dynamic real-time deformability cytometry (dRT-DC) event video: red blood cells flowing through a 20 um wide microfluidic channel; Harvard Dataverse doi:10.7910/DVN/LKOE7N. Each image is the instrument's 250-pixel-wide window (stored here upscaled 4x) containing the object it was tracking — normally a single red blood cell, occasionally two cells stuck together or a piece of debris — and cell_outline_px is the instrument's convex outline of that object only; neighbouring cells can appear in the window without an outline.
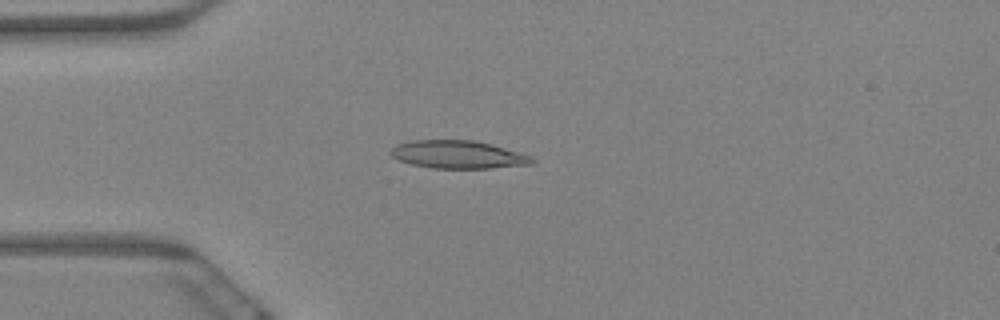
{"species": "Egyptian fruit bat (a non-hibernating species)", "species_latin": "Rousettus aegyptiacus", "temperature_condition": "warm", "stored_images_in_passage": 7, "camera_frame_rate_fps": 3000, "um_per_image_px": 0.085, "animal": {"sex": "female"}, "frame": {"image": 1, "passage_image": 5, "time_ms": 1.333, "image_size_px": [1000, 320], "cell_outline_px": [[536, 160], [532, 164], [492, 168], [432, 168], [412, 164], [400, 160], [392, 156], [388, 152], [396, 144], [412, 140], [472, 140], [492, 144], [532, 156]], "centroid_in_image_um": [38.94, 13.13], "position_along_channel_um": 46.1, "area_um2": 23.0}}
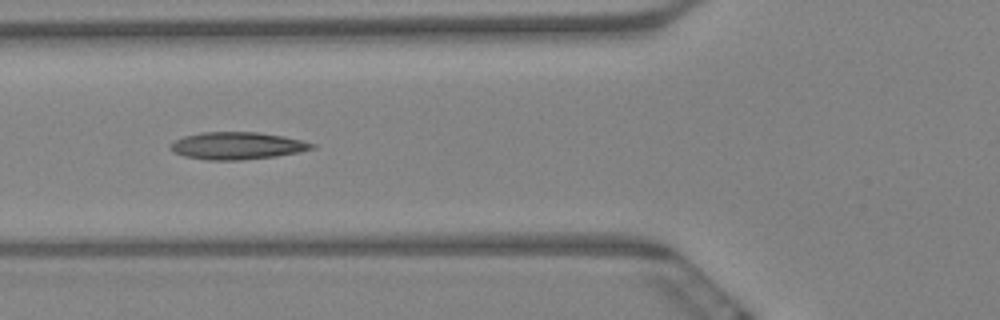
{"frame": {"image": 2, "passage_image": 7, "time_ms": 2.0, "image_size_px": [1000, 320], "cell_outline_px": [[316, 148], [300, 152], [276, 156], [240, 160], [208, 160], [184, 156], [172, 152], [168, 148], [176, 140], [184, 136], [200, 132], [256, 132], [284, 136], [316, 144]], "centroid_in_image_um": [20.16, 12.39], "position_along_channel_um": 105.6, "area_um2": 22.54}}